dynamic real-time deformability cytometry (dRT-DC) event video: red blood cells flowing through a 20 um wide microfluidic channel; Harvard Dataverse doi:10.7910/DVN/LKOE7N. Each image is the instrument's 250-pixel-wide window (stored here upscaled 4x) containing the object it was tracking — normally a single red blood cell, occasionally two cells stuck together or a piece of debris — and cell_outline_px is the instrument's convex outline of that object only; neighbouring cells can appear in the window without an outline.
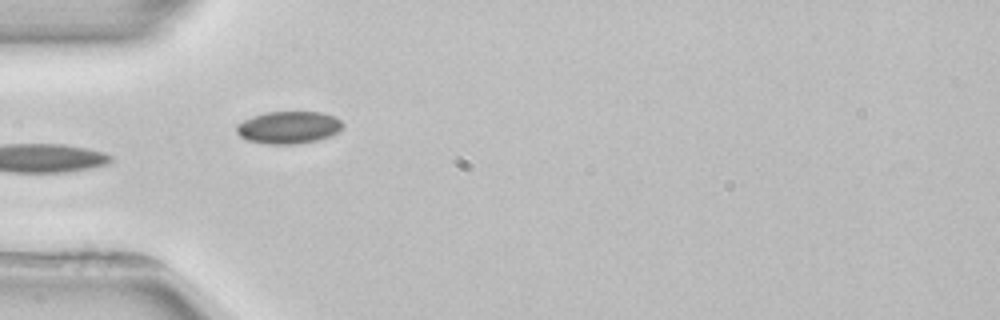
{"species": "common noctule bat (a hibernating species)", "species_latin": "Nyctalus noctula", "temperature_condition": "room temperature", "stored_images_in_passage": 5, "camera_frame_rate_fps": 3000, "um_per_image_px": 0.085, "animal": {"sex": "female", "body_mass_g": 22.7, "forearm_length_mm": 54.2}, "frame": {"image": 1, "passage_image": 4, "time_ms": 4.0, "image_size_px": [1000, 320], "cell_outline_px": [[344, 128], [340, 132], [332, 136], [316, 140], [296, 144], [264, 144], [248, 140], [240, 136], [236, 132], [236, 124], [252, 116], [264, 112], [324, 112], [336, 116], [344, 124]], "centroid_in_image_um": [24.57, 10.83], "position_along_channel_um": 60.4, "area_um2": 20.4}}